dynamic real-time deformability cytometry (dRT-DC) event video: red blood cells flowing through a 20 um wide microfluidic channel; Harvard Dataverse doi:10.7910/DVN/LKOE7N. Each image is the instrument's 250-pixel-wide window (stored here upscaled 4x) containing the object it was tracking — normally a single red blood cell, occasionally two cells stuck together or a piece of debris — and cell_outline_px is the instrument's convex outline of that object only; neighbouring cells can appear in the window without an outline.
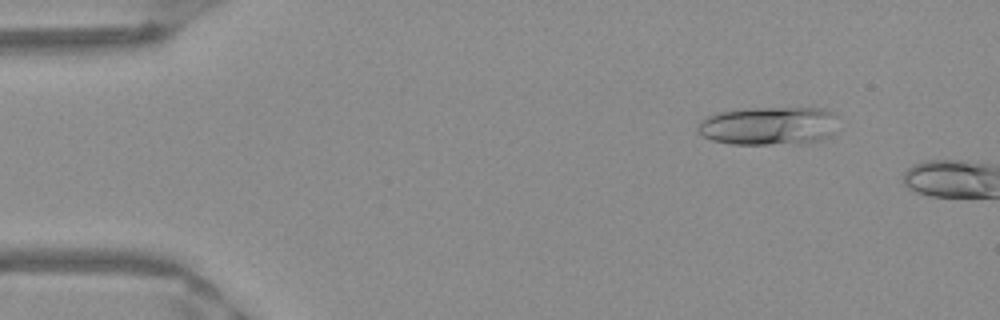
{"species": "Egyptian fruit bat (a non-hibernating species)", "species_latin": "Rousettus aegyptiacus", "temperature_condition": "warm", "stored_images_in_passage": 8, "camera_frame_rate_fps": 3000, "um_per_image_px": 0.085, "frame": {"image": 1, "passage_image": 6, "time_ms": 1.667, "image_size_px": [1000, 320], "cell_outline_px": [[836, 116], [832, 132], [828, 136], [816, 140], [800, 144], [732, 144], [712, 140], [704, 136], [700, 132], [700, 120], [708, 116], [720, 112], [748, 108], [820, 108], [832, 112]], "centroid_in_image_um": [65.33, 10.69], "position_along_channel_um": 19.7, "area_um2": 30.98}}